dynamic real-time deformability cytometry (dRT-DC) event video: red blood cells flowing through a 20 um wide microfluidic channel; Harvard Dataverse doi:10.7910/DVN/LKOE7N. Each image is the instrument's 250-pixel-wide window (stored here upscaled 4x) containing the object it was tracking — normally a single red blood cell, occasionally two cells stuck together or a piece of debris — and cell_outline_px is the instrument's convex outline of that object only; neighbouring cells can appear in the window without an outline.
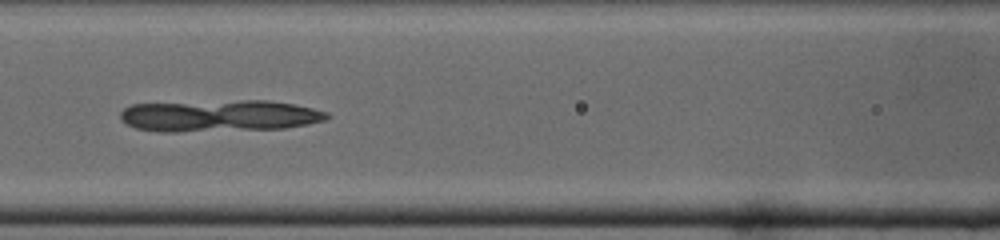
{"species": "common noctule bat (a hibernating species)", "species_latin": "Nyctalus noctula", "temperature_condition": "cold", "stored_images_in_passage": 35, "segment_of_instrument_passage": [2, 3], "camera_frame_rate_fps": 3000, "um_per_image_px": 0.085, "animal": {"sex": "male", "body_mass_g": 19.0, "forearm_length_mm": 50.8}, "frame": {"image": 1, "passage_image": 16, "time_ms": 5.0, "image_size_px": [1000, 240], "cell_outline_px": [[324, 116], [316, 120], [296, 124], [188, 128], [148, 128], [132, 124], [124, 116], [124, 112], [128, 108], [144, 104], [284, 104], [304, 108], [316, 112]], "centroid_in_image_um": [18.45, 9.81], "position_along_channel_um": 148.2, "area_um2": 29.19}}
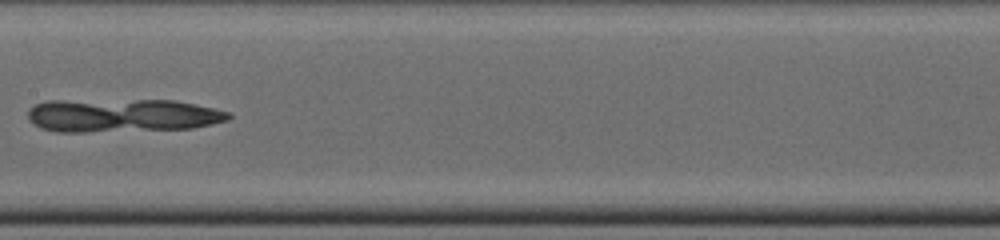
{"frame": {"image": 2, "passage_image": 19, "time_ms": 6.0, "image_size_px": [1000, 240], "cell_outline_px": [[228, 116], [220, 120], [204, 124], [176, 128], [48, 128], [40, 124], [32, 116], [32, 112], [40, 104], [184, 104], [204, 108], [220, 112]], "centroid_in_image_um": [10.5, 9.85], "position_along_channel_um": 196.9, "area_um2": 29.94}}
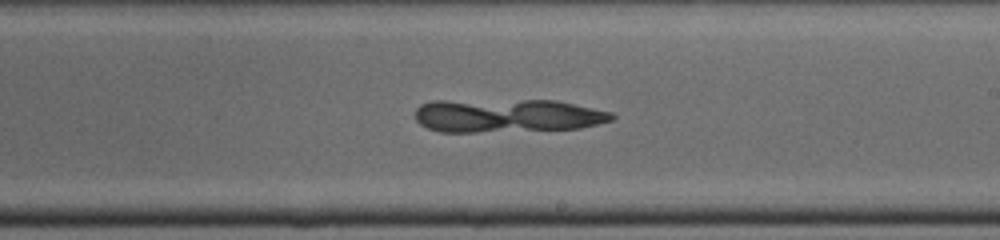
{"frame": {"image": 3, "passage_image": 22, "time_ms": 7.0, "image_size_px": [1000, 240], "cell_outline_px": [[612, 116], [604, 120], [588, 124], [568, 128], [436, 128], [424, 124], [420, 120], [420, 108], [428, 104], [564, 104], [600, 112]], "centroid_in_image_um": [43.17, 9.86], "position_along_channel_um": 245.8, "area_um2": 29.36}}